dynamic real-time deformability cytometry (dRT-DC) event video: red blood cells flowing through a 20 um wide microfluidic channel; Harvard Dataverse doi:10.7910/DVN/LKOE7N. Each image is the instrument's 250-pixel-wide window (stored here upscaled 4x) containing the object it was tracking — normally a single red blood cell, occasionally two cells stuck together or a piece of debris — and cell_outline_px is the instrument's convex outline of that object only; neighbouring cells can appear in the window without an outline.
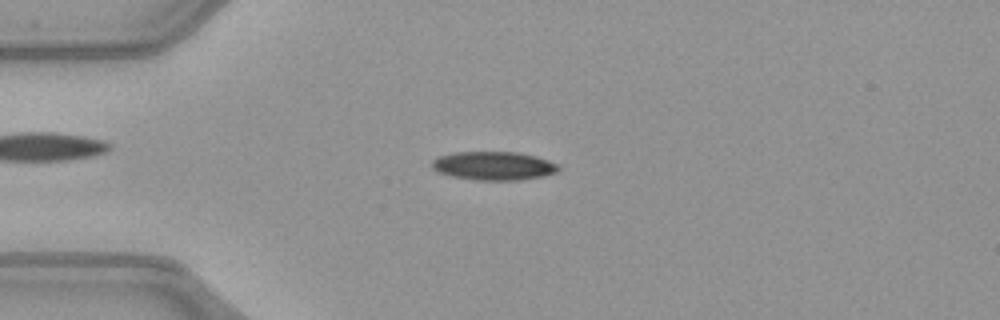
{"species": "common noctule bat (a hibernating species)", "species_latin": "Nyctalus noctula", "temperature_condition": "warm", "stored_images_in_passage": 50, "camera_frame_rate_fps": 3000, "um_per_image_px": 0.085, "animal": {"sex": "female", "body_mass_g": 21.9}, "frame": {"image": 1, "passage_image": 12, "time_ms": 3.667, "image_size_px": [1000, 320], "cell_outline_px": [[560, 168], [556, 172], [540, 176], [520, 180], [476, 180], [452, 176], [440, 172], [432, 168], [432, 160], [440, 156], [452, 152], [516, 152], [536, 156], [560, 164]], "centroid_in_image_um": [41.97, 14.09], "position_along_channel_um": 43.0, "area_um2": 20.98}}
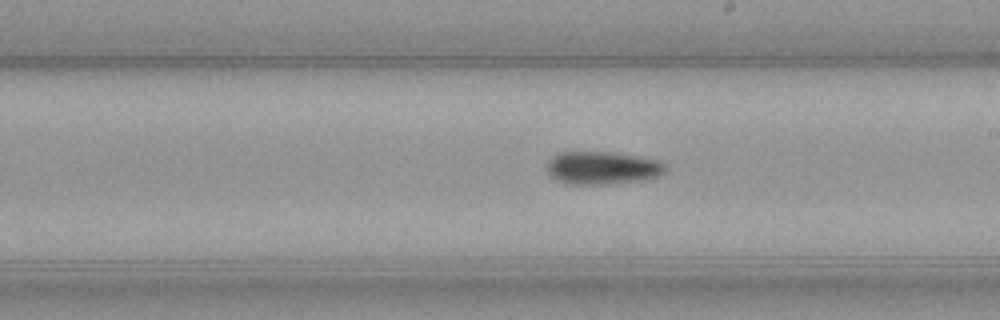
{"frame": {"image": 2, "passage_image": 28, "time_ms": 9.0, "image_size_px": [1000, 320], "cell_outline_px": [[668, 172], [660, 176], [640, 180], [608, 184], [568, 184], [556, 180], [548, 172], [548, 160], [552, 156], [560, 152], [612, 152], [660, 160], [668, 168]], "centroid_in_image_um": [51.24, 14.27], "position_along_channel_um": 237.8, "area_um2": 22.83}}
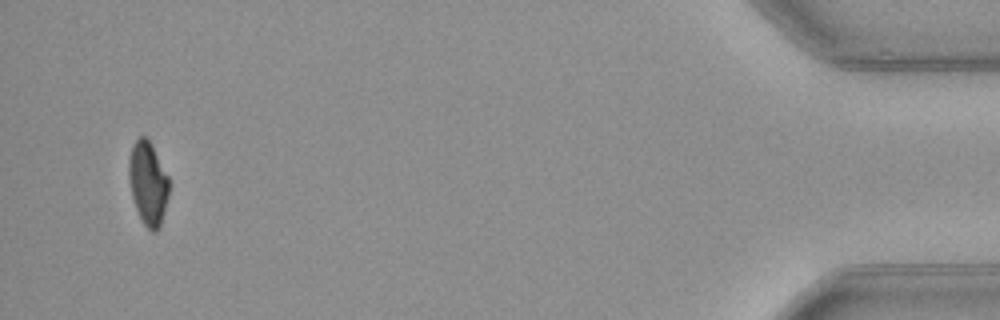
{"frame": {"image": 3, "passage_image": 48, "time_ms": 15.667, "image_size_px": [1000, 320], "cell_outline_px": [[168, 196], [160, 224], [156, 232], [152, 232], [144, 224], [136, 208], [132, 196], [128, 176], [128, 160], [132, 144], [140, 136], [144, 136], [152, 144], [168, 176]], "centroid_in_image_um": [12.56, 15.53], "position_along_channel_um": 422.6, "area_um2": 19.31}, "authors_computed_cell_mechanics": {"area_um2": 21.2126, "velocity_mm_per_s": 4.0642, "shape_relaxation_time_tau1_ms": 6.7441, "shape_relaxation_time_tau2_ms": null, "deformation_change_tau1": 0.1662, "deformation_change_tau2": null}}